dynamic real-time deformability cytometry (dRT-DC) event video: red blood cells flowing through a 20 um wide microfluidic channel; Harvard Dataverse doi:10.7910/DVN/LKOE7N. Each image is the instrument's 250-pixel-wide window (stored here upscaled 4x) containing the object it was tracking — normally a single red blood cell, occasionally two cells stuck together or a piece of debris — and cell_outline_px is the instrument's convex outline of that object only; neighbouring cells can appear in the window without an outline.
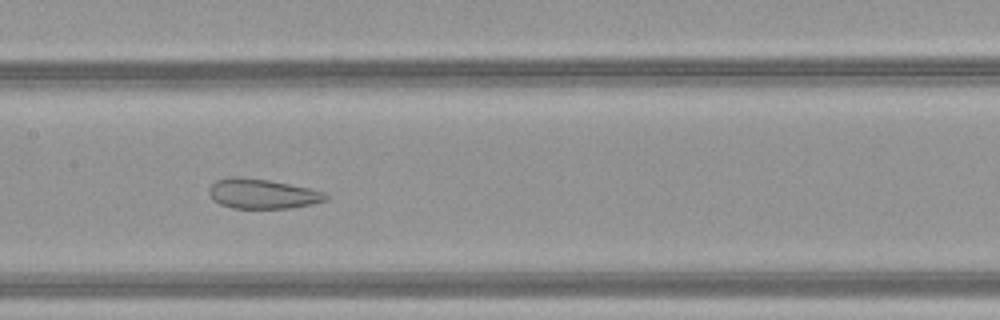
{"species": "common noctule bat (a hibernating species)", "species_latin": "Nyctalus noctula", "temperature_condition": "warm", "stored_images_in_passage": 50, "camera_frame_rate_fps": 3000, "um_per_image_px": 0.085, "animal": {"sex": "female", "body_mass_g": 21.9}, "frame": {"image": 1, "passage_image": 26, "time_ms": 8.333, "image_size_px": [1000, 320], "cell_outline_px": [[328, 200], [312, 204], [288, 208], [232, 208], [220, 204], [212, 200], [208, 192], [208, 188], [216, 180], [228, 176], [240, 176], [268, 180], [308, 188], [324, 192], [328, 196]], "centroid_in_image_um": [22.25, 16.46], "position_along_channel_um": 185.2, "area_um2": 20.35}}
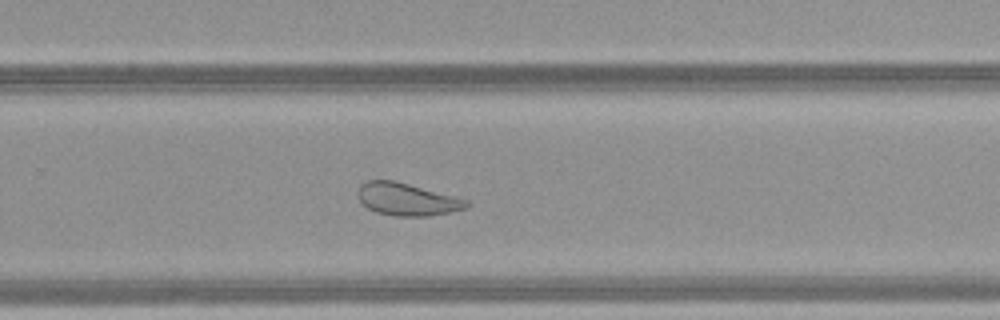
{"frame": {"image": 2, "passage_image": 34, "time_ms": 11.0, "image_size_px": [1000, 320], "cell_outline_px": [[472, 204], [464, 208], [452, 212], [428, 216], [392, 216], [376, 212], [368, 208], [360, 200], [356, 192], [360, 184], [368, 180], [392, 180], [408, 184], [468, 200]], "centroid_in_image_um": [34.57, 16.95], "position_along_channel_um": 295.2, "area_um2": 20.46}}
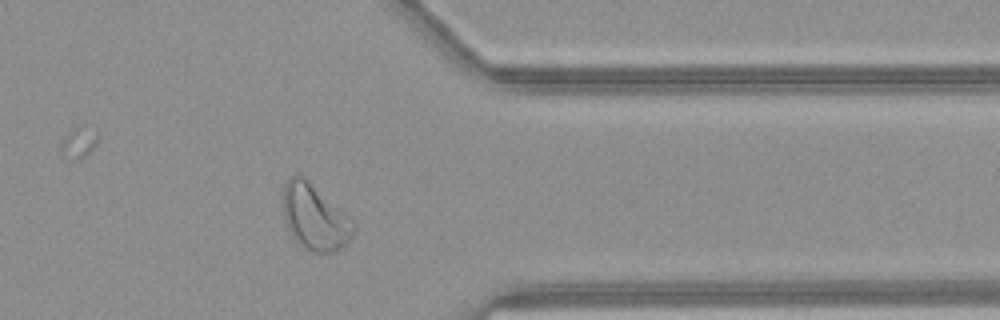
{"frame": {"image": 3, "passage_image": 41, "time_ms": 13.333, "image_size_px": [1000, 320], "cell_outline_px": [[356, 228], [348, 244], [344, 248], [336, 252], [312, 252], [304, 248], [292, 236], [288, 228], [284, 216], [280, 200], [284, 184], [292, 176], [304, 176], [344, 212], [356, 224]], "centroid_in_image_um": [26.75, 18.48], "position_along_channel_um": 384.6, "area_um2": 27.28}, "authors_computed_cell_mechanics": {"area_um2": 28.9289, "velocity_mm_per_s": 4.1467, "shape_relaxation_time_tau1_ms": null, "shape_relaxation_time_tau2_ms": 1.0143, "deformation_change_tau1": null, "deformation_change_tau2": 0.0815}}